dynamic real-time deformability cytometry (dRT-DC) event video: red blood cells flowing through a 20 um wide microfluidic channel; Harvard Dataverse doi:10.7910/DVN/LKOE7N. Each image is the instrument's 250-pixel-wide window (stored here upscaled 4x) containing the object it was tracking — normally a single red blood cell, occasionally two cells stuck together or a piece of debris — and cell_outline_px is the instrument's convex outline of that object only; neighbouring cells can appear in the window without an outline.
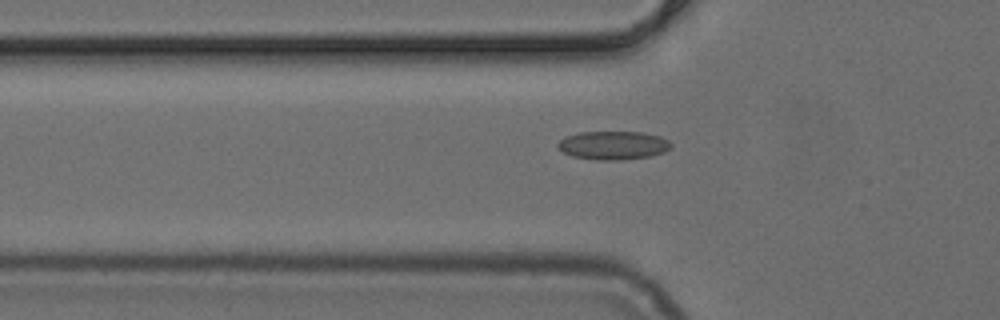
{"species": "common noctule bat (a hibernating species)", "species_latin": "Nyctalus noctula", "temperature_condition": "cold", "stored_images_in_passage": 40, "camera_frame_rate_fps": 3000, "um_per_image_px": 0.085, "animal": {"sex": "female", "body_mass_g": 24.6, "forearm_length_mm": 56.2}, "frame": {"image": 1, "passage_image": 10, "time_ms": 3.0, "image_size_px": [1000, 320], "cell_outline_px": [[672, 148], [664, 152], [652, 156], [620, 160], [596, 160], [572, 156], [564, 152], [556, 144], [560, 140], [568, 136], [580, 132], [640, 132], [660, 136], [668, 140], [672, 144]], "centroid_in_image_um": [52.16, 12.36], "position_along_channel_um": 73.6, "area_um2": 18.79}}
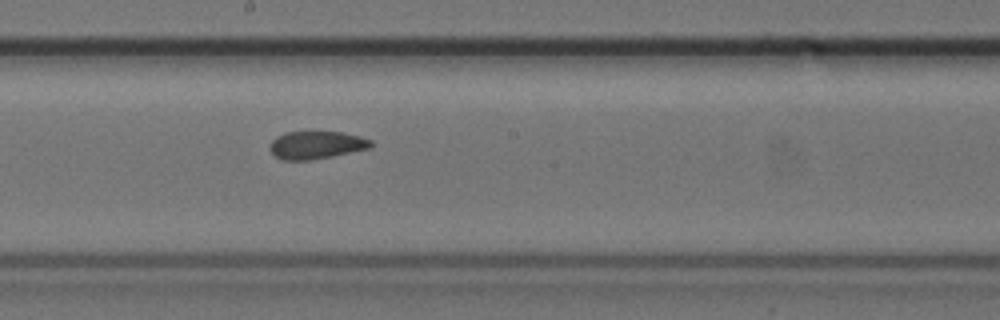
{"frame": {"image": 2, "passage_image": 21, "time_ms": 6.667, "image_size_px": [1000, 320], "cell_outline_px": [[372, 148], [308, 160], [280, 160], [268, 148], [272, 140], [276, 136], [284, 132], [344, 132], [360, 136], [372, 140]], "centroid_in_image_um": [26.88, 12.31], "position_along_channel_um": 221.3, "area_um2": 16.36}}
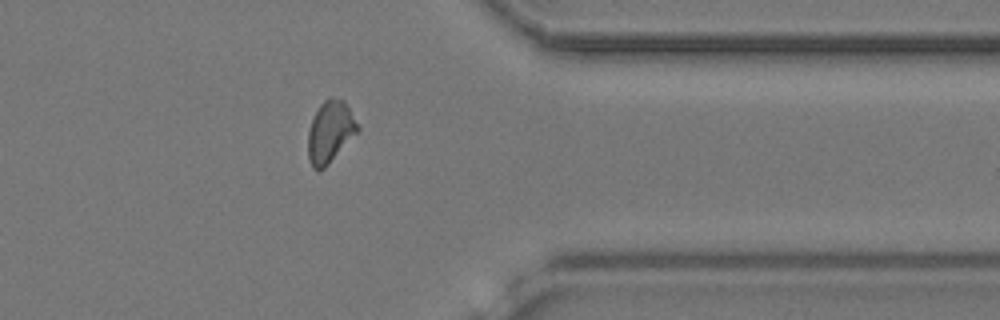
{"frame": {"image": 3, "passage_image": 34, "time_ms": 11.0, "image_size_px": [1000, 320], "cell_outline_px": [[360, 132], [320, 172], [316, 172], [312, 168], [308, 160], [308, 132], [312, 120], [320, 104], [328, 96], [332, 96], [344, 100], [360, 128]], "centroid_in_image_um": [28.07, 11.23], "position_along_channel_um": 383.3, "area_um2": 18.21}}